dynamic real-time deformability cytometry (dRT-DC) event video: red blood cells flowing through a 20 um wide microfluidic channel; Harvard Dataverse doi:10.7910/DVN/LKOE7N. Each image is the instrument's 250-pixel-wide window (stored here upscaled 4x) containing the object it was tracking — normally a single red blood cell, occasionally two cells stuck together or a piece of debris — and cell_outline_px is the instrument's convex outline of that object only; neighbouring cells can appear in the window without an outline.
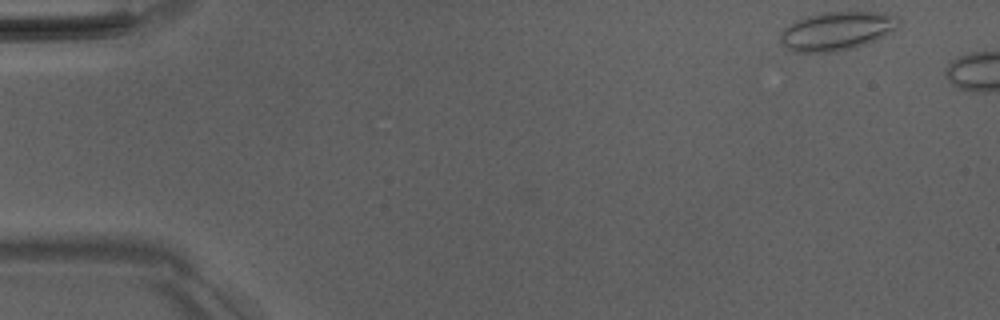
{"species": "Egyptian fruit bat (a non-hibernating species)", "species_latin": "Rousettus aegyptiacus", "temperature_condition": "room temperature", "stored_images_in_passage": 8, "camera_frame_rate_fps": 3000, "um_per_image_px": 0.085, "animal": {"sex": "male"}, "frame": {"image": 1, "passage_image": 1, "time_ms": 0.0, "image_size_px": [1000, 320], "cell_outline_px": [[900, 28], [868, 44], [836, 52], [792, 52], [780, 40], [780, 32], [784, 28], [796, 20], [808, 16], [824, 12], [876, 12], [896, 16], [900, 20]], "centroid_in_image_um": [71.16, 2.64], "position_along_channel_um": 13.8, "area_um2": 26.76}}